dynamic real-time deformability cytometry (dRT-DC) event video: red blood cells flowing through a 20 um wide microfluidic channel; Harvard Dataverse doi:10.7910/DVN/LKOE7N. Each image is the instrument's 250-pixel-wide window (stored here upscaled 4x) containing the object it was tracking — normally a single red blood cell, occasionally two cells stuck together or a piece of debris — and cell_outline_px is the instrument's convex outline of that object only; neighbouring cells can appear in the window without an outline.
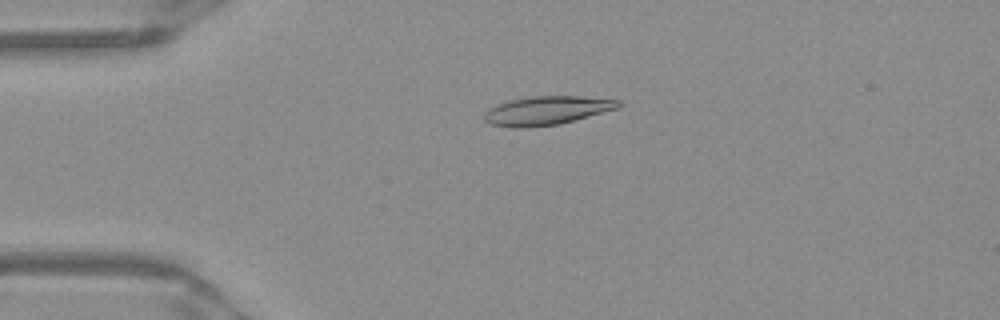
{"species": "Egyptian fruit bat (a non-hibernating species)", "species_latin": "Rousettus aegyptiacus", "temperature_condition": "warm", "stored_images_in_passage": 50, "camera_frame_rate_fps": 3000, "um_per_image_px": 0.085, "frame": {"image": 1, "passage_image": 11, "time_ms": 3.333, "image_size_px": [1000, 320], "cell_outline_px": [[624, 104], [620, 108], [560, 124], [528, 128], [516, 128], [492, 124], [484, 120], [484, 112], [488, 108], [496, 104], [508, 100], [532, 96], [580, 96], [620, 100]], "centroid_in_image_um": [46.49, 9.39], "position_along_channel_um": 38.5, "area_um2": 22.77}}
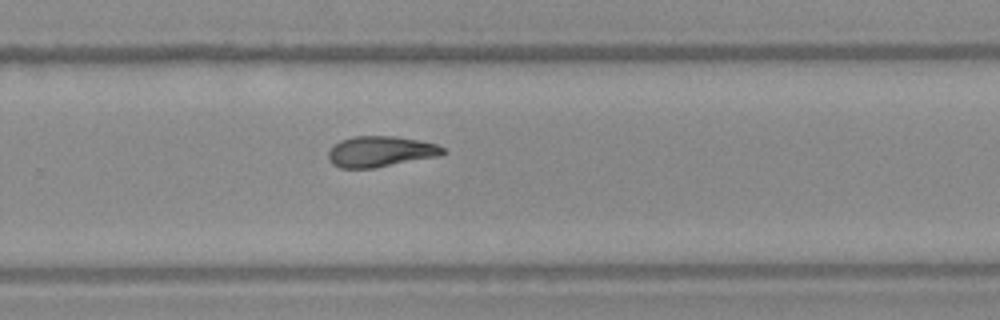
{"frame": {"image": 2, "passage_image": 33, "time_ms": 10.667, "image_size_px": [1000, 320], "cell_outline_px": [[448, 152], [440, 156], [376, 168], [340, 168], [332, 164], [328, 160], [328, 152], [340, 140], [352, 136], [396, 136], [420, 140], [436, 144], [444, 148]], "centroid_in_image_um": [32.37, 12.88], "position_along_channel_um": 297.4, "area_um2": 20.81}}
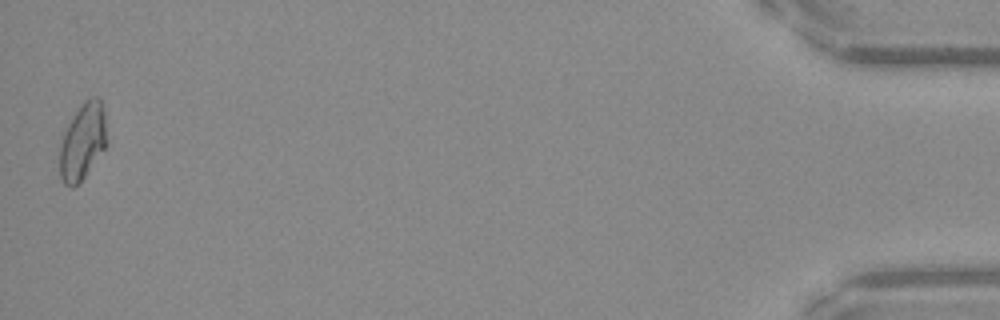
{"frame": {"image": 3, "passage_image": 50, "time_ms": 16.333, "image_size_px": [1000, 320], "cell_outline_px": [[108, 144], [84, 176], [72, 188], [64, 184], [60, 180], [60, 148], [64, 132], [68, 124], [80, 104], [84, 100], [92, 96], [100, 96], [104, 108]], "centroid_in_image_um": [7.05, 11.98], "position_along_channel_um": 428.1, "area_um2": 21.15}, "authors_computed_cell_mechanics": {"area_um2": 20.8658, "velocity_mm_per_s": 3.9493, "shape_relaxation_time_tau1_ms": null, "shape_relaxation_time_tau2_ms": 5.7431, "deformation_change_tau1": null, "deformation_change_tau2": 0.1486}}